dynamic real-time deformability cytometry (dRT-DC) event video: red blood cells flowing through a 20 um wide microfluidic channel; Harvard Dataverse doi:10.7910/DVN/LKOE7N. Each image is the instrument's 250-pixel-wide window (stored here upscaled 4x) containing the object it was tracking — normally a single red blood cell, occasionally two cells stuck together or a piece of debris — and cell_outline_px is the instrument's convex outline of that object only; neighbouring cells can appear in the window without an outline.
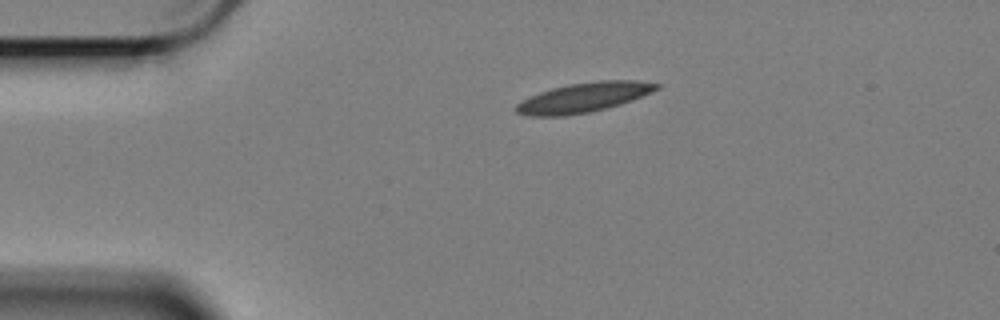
{"species": "Egyptian fruit bat (a non-hibernating species)", "species_latin": "Rousettus aegyptiacus", "temperature_condition": "cold", "stored_images_in_passage": 48, "camera_frame_rate_fps": 3000, "um_per_image_px": 0.085, "animal": {"sex": "female"}, "frame": {"image": 1, "passage_image": 1, "time_ms": 0.0, "image_size_px": [1000, 320], "cell_outline_px": [[664, 84], [660, 88], [652, 92], [632, 100], [608, 108], [588, 112], [564, 116], [528, 116], [516, 112], [512, 108], [520, 100], [528, 96], [552, 88], [568, 84], [596, 80], [636, 80]], "centroid_in_image_um": [49.6, 8.28], "position_along_channel_um": 35.4, "area_um2": 24.62}}
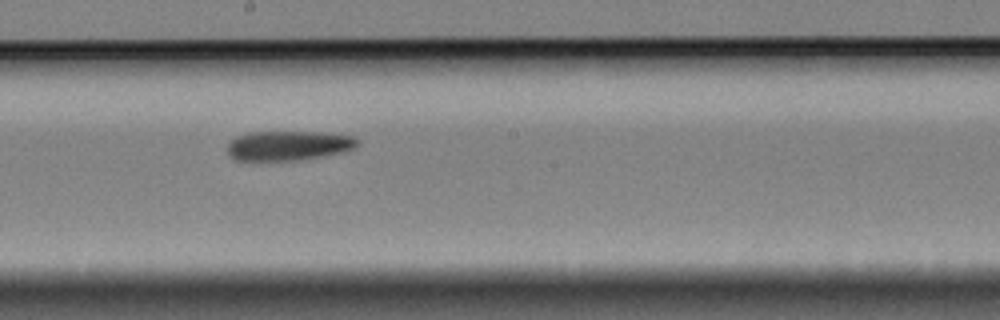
{"frame": {"image": 2, "passage_image": 21, "time_ms": 6.667, "image_size_px": [1000, 320], "cell_outline_px": [[360, 144], [344, 152], [300, 160], [232, 160], [228, 156], [228, 144], [236, 136], [248, 132], [320, 132], [356, 136], [360, 140]], "centroid_in_image_um": [24.53, 12.37], "position_along_channel_um": 223.7, "area_um2": 22.66}}
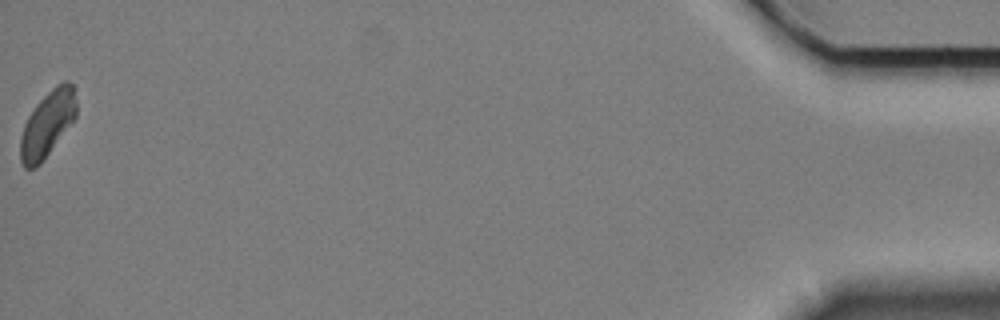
{"frame": {"image": 3, "passage_image": 48, "time_ms": 15.667, "image_size_px": [1000, 320], "cell_outline_px": [[76, 116], [40, 164], [32, 168], [24, 168], [20, 160], [20, 136], [24, 124], [28, 116], [36, 104], [56, 84], [64, 80], [68, 80], [76, 84]], "centroid_in_image_um": [4.04, 10.48], "position_along_channel_um": 431.2, "area_um2": 21.5}, "authors_computed_cell_mechanics": {"area_um2": 23.0333, "velocity_mm_per_s": 3.3675, "shape_relaxation_time_tau1_ms": null, "shape_relaxation_time_tau2_ms": 7.3428, "deformation_change_tau1": null, "deformation_change_tau2": 0.1328}}